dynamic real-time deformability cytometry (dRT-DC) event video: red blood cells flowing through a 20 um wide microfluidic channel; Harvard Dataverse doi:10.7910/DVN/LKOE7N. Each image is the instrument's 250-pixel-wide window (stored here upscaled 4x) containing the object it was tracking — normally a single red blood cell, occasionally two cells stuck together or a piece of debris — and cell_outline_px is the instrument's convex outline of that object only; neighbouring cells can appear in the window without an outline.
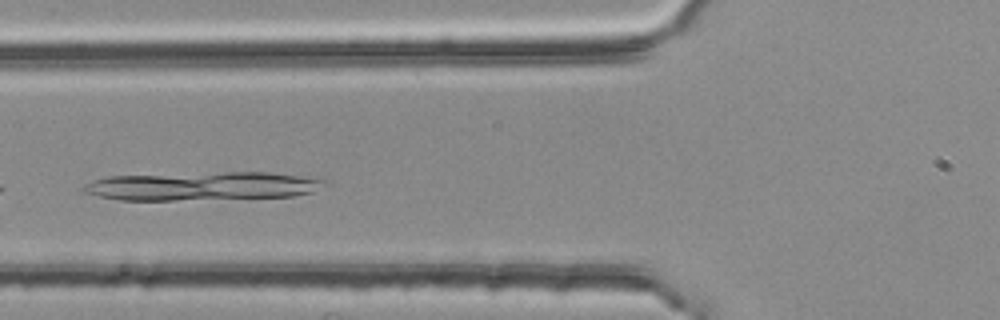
{"species": "common noctule bat (a hibernating species)", "species_latin": "Nyctalus noctula", "temperature_condition": "room temperature", "stored_images_in_passage": 2, "camera_frame_rate_fps": 3000, "um_per_image_px": 0.085, "animal": {"sex": "female", "body_mass_g": 25.1}, "frame": {"image": 1, "passage_image": 2, "time_ms": 0.333, "image_size_px": [1000, 320], "cell_outline_px": [[328, 184], [312, 192], [296, 196], [176, 200], [120, 200], [100, 196], [84, 192], [84, 184], [92, 180], [108, 176], [224, 172], [268, 172], [300, 176], [324, 180]], "centroid_in_image_um": [17.19, 15.81], "position_along_channel_um": 108.6, "area_um2": 39.82}}